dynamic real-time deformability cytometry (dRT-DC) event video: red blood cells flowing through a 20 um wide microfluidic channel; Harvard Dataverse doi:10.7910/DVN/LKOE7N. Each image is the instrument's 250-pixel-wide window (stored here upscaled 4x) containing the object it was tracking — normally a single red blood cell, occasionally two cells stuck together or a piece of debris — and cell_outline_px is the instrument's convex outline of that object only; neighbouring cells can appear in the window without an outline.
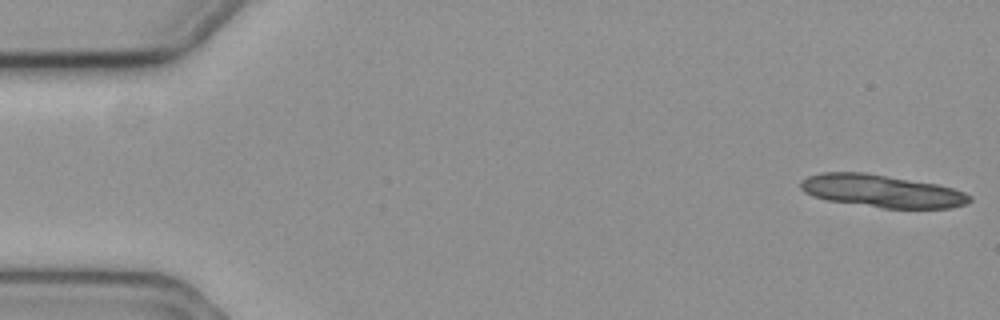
{"species": "common noctule bat (a hibernating species)", "species_latin": "Nyctalus noctula", "temperature_condition": "cold", "stored_images_in_passage": 4, "camera_frame_rate_fps": 3000, "um_per_image_px": 0.085, "animal": {"sex": "female", "body_mass_g": 19.3, "forearm_length_mm": 54.1}, "frame": {"image": 1, "passage_image": 1, "time_ms": 0.0, "image_size_px": [1000, 320], "cell_outline_px": [[972, 200], [964, 204], [948, 208], [884, 208], [828, 200], [812, 196], [804, 192], [800, 188], [800, 180], [808, 176], [820, 172], [864, 172], [936, 184], [952, 188], [964, 192], [972, 196]], "centroid_in_image_um": [74.91, 16.23], "position_along_channel_um": 10.1, "area_um2": 31.96}}